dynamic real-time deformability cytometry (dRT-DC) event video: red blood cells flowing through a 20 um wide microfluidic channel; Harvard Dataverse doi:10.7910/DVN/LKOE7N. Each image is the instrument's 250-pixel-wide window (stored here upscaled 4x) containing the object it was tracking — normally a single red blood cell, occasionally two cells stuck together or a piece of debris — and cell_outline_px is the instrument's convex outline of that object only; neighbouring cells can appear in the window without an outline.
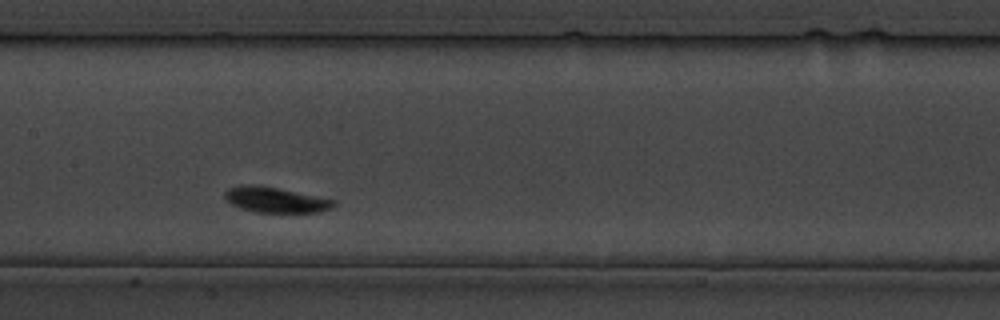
{"species": "common noctule bat (a hibernating species)", "species_latin": "Nyctalus noctula", "temperature_condition": "cold", "stored_images_in_passage": 24, "camera_frame_rate_fps": 3000, "um_per_image_px": 0.085, "animal": {"sex": "male", "body_mass_g": 19.5, "forearm_length_mm": 54.6}, "frame": {"image": 1, "passage_image": 8, "time_ms": 8.333, "image_size_px": [1000, 320], "cell_outline_px": [[336, 204], [332, 208], [320, 212], [256, 212], [240, 208], [224, 200], [224, 192], [228, 188], [244, 184], [260, 184], [336, 200]], "centroid_in_image_um": [23.39, 16.97], "position_along_channel_um": 184.0, "area_um2": 16.36}}